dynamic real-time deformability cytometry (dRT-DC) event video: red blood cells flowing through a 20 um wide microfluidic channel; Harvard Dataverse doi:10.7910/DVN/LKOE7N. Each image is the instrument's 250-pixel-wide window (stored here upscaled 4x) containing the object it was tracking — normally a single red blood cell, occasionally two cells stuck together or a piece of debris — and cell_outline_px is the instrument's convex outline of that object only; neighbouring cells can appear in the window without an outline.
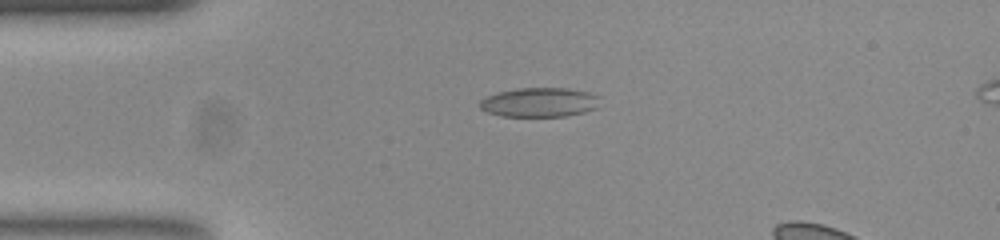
{"species": "common noctule bat (a hibernating species)", "species_latin": "Nyctalus noctula", "temperature_condition": "room temperature", "stored_images_in_passage": 37, "camera_frame_rate_fps": 3000, "um_per_image_px": 0.085, "animal": {"sex": "female", "body_mass_g": 23.0, "forearm_length_mm": 53.4}, "frame": {"image": 1, "passage_image": 1, "time_ms": 0.0, "image_size_px": [1000, 240], "cell_outline_px": [[600, 96], [596, 108], [584, 112], [564, 116], [500, 116], [488, 112], [480, 108], [480, 100], [488, 96], [500, 92], [516, 88], [568, 88], [588, 92]], "centroid_in_image_um": [45.87, 8.69], "position_along_channel_um": 39.1, "area_um2": 20.4}}
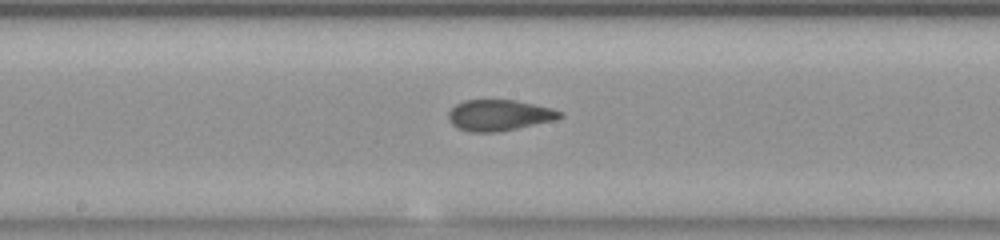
{"frame": {"image": 2, "passage_image": 16, "time_ms": 5.0, "image_size_px": [1000, 240], "cell_outline_px": [[564, 116], [552, 120], [516, 128], [496, 132], [472, 132], [460, 128], [452, 124], [448, 120], [448, 112], [456, 104], [464, 100], [516, 100], [552, 108], [564, 112]], "centroid_in_image_um": [42.42, 9.78], "position_along_channel_um": 205.8, "area_um2": 19.94}}
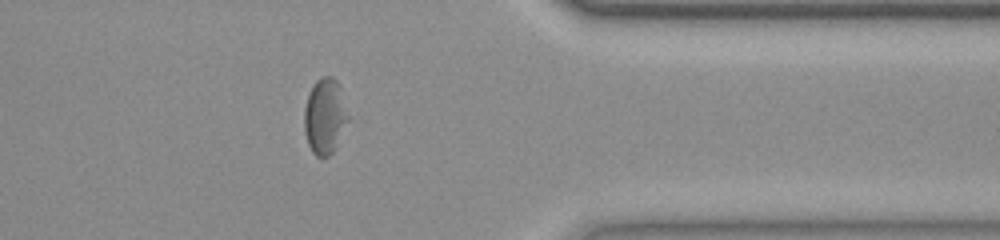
{"frame": {"image": 3, "passage_image": 31, "time_ms": 10.0, "image_size_px": [1000, 240], "cell_outline_px": [[348, 116], [336, 148], [328, 156], [316, 156], [312, 152], [308, 144], [304, 132], [304, 108], [308, 96], [316, 80], [320, 76], [332, 76], [336, 80]], "centroid_in_image_um": [27.57, 9.9], "position_along_channel_um": 383.8, "area_um2": 18.84}, "authors_computed_cell_mechanics": {"area_um2": 19.7676, "velocity_mm_per_s": 3.8624, "shape_relaxation_time_tau1_ms": null, "shape_relaxation_time_tau2_ms": 1.5419, "deformation_change_tau1": null, "deformation_change_tau2": 0.0713}}